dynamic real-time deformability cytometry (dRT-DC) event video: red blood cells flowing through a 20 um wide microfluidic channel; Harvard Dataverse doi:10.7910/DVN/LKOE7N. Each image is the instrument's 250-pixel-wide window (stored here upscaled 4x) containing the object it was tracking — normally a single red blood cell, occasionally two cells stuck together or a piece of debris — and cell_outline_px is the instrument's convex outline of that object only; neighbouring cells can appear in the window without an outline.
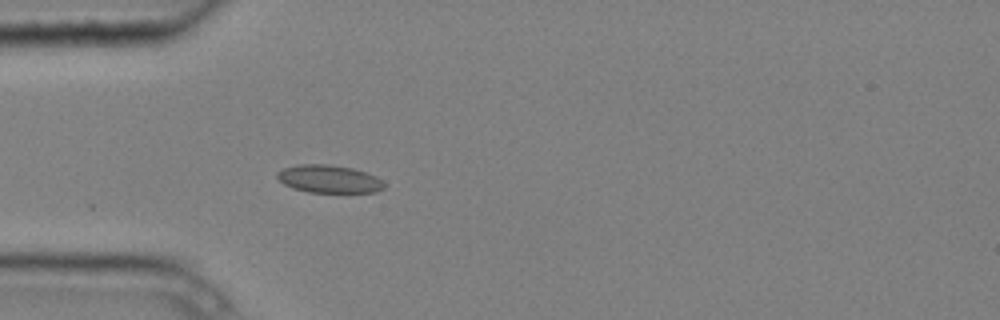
{"species": "common noctule bat (a hibernating species)", "species_latin": "Nyctalus noctula", "temperature_condition": "cold", "stored_images_in_passage": 5, "camera_frame_rate_fps": 3000, "um_per_image_px": 0.085, "animal": {"sex": "male", "body_mass_g": 20.4}, "frame": {"image": 1, "passage_image": 5, "time_ms": 1.333, "image_size_px": [1000, 320], "cell_outline_px": [[384, 188], [376, 192], [308, 192], [292, 188], [284, 184], [276, 176], [276, 172], [284, 168], [300, 164], [328, 164], [352, 168], [376, 176], [384, 184]], "centroid_in_image_um": [27.94, 15.21], "position_along_channel_um": 57.1, "area_um2": 17.22}}